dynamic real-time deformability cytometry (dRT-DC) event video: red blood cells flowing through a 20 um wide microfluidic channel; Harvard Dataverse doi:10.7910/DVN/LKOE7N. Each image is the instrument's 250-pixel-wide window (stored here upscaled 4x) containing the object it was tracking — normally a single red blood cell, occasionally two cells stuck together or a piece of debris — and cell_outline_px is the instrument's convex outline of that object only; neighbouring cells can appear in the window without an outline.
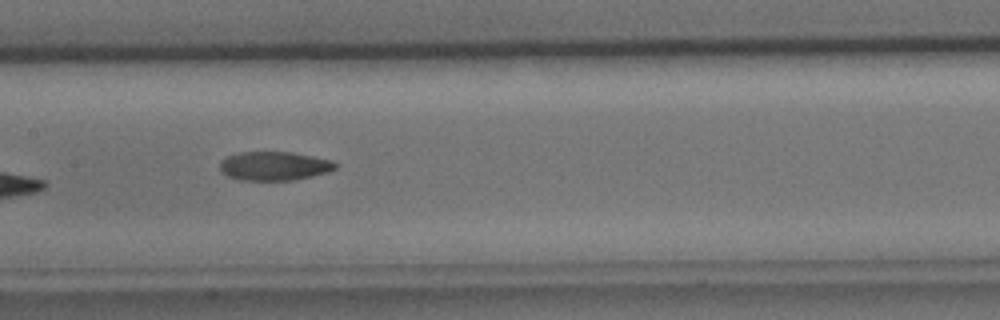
{"species": "common noctule bat (a hibernating species)", "species_latin": "Nyctalus noctula", "temperature_condition": "cold", "stored_images_in_passage": 7, "camera_frame_rate_fps": 3000, "um_per_image_px": 0.085, "animal": {"sex": "male", "body_mass_g": 15.6}, "frame": {"image": 1, "passage_image": 5, "time_ms": 4.667, "image_size_px": [1000, 320], "cell_outline_px": [[336, 168], [328, 172], [296, 180], [240, 180], [228, 176], [220, 168], [220, 160], [228, 156], [240, 152], [292, 152], [332, 160], [336, 164]], "centroid_in_image_um": [23.32, 14.11], "position_along_channel_um": 184.1, "area_um2": 19.36}}
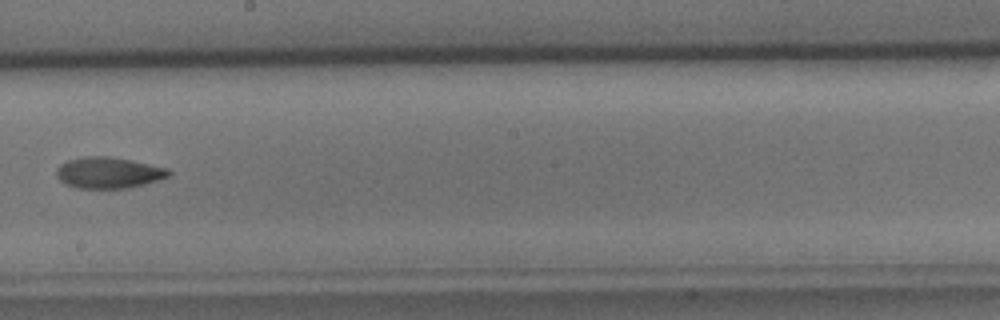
{"frame": {"image": 2, "passage_image": 6, "time_ms": 6.0, "image_size_px": [1000, 320], "cell_outline_px": [[172, 172], [168, 176], [144, 184], [128, 188], [76, 188], [64, 184], [56, 176], [56, 168], [60, 164], [68, 160], [84, 156], [108, 156], [132, 160], [168, 168]], "centroid_in_image_um": [9.19, 14.67], "position_along_channel_um": 239.0, "area_um2": 20.46}}